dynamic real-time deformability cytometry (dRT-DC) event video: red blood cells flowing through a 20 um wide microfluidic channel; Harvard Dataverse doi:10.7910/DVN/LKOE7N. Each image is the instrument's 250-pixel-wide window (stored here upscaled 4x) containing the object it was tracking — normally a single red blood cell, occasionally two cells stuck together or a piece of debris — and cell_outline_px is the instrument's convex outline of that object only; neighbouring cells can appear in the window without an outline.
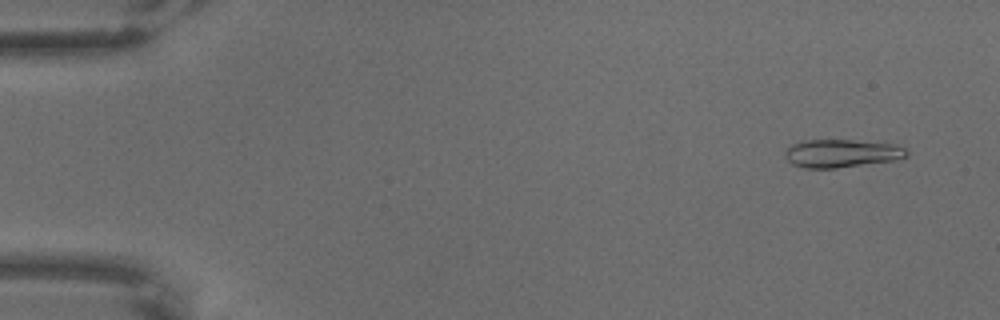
{"species": "common noctule bat (a hibernating species)", "species_latin": "Nyctalus noctula", "temperature_condition": "warm", "stored_images_in_passage": 6, "camera_frame_rate_fps": 3000, "um_per_image_px": 0.085, "animal": {"sex": "male", "body_mass_g": 18.8}, "frame": {"image": 1, "passage_image": 1, "time_ms": 0.0, "image_size_px": [1000, 320], "cell_outline_px": [[908, 156], [892, 160], [836, 168], [804, 168], [792, 164], [784, 156], [784, 152], [792, 144], [804, 140], [852, 140], [892, 144], [908, 148]], "centroid_in_image_um": [71.51, 13.03], "position_along_channel_um": 13.5, "area_um2": 19.77}}